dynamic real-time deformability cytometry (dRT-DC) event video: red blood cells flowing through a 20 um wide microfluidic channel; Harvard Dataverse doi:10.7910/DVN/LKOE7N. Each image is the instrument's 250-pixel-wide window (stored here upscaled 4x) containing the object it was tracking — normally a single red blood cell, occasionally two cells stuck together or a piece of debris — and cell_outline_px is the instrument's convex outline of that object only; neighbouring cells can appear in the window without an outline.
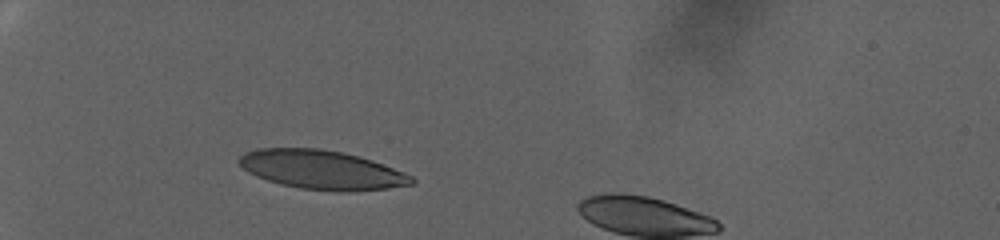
{"species": "human", "species_latin": "Homo sapiens", "temperature_condition": "warm", "stored_images_in_passage": 57, "camera_frame_rate_fps": 3000, "um_per_image_px": 0.085, "donor": {"sex": "female"}, "frame": {"image": 1, "passage_image": 1, "time_ms": 0.0, "image_size_px": [1000, 240], "cell_outline_px": [[416, 184], [388, 188], [348, 192], [340, 192], [300, 188], [268, 180], [256, 176], [248, 172], [236, 160], [244, 152], [260, 148], [320, 148], [344, 152], [360, 156], [372, 160], [404, 172], [412, 176], [416, 180]], "centroid_in_image_um": [27.38, 14.43], "position_along_channel_um": 57.6, "area_um2": 39.36}}
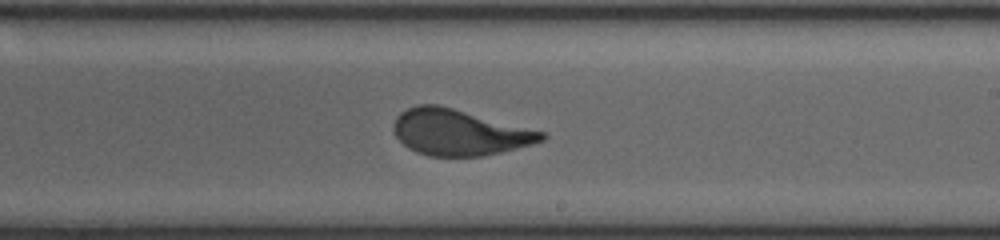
{"frame": {"image": 2, "passage_image": 28, "time_ms": 9.0, "image_size_px": [1000, 240], "cell_outline_px": [[548, 136], [544, 140], [532, 144], [484, 156], [428, 156], [416, 152], [408, 148], [392, 132], [392, 128], [396, 116], [400, 112], [416, 104], [436, 104], [452, 108], [544, 132]], "centroid_in_image_um": [38.99, 11.25], "position_along_channel_um": 250.0, "area_um2": 39.42}}
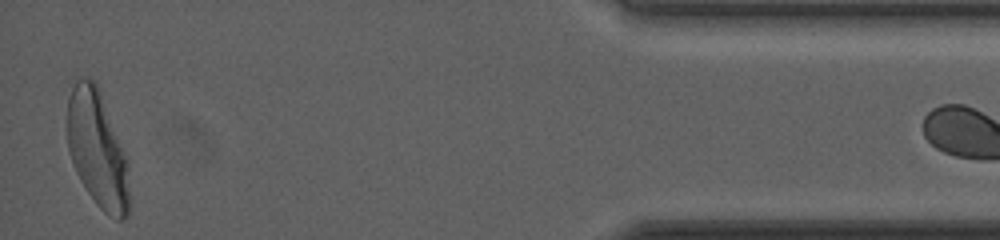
{"frame": {"image": 3, "passage_image": 56, "time_ms": 18.333, "image_size_px": [1000, 240], "cell_outline_px": [[128, 216], [124, 220], [116, 220], [104, 212], [96, 204], [80, 180], [76, 172], [68, 152], [68, 96], [76, 80], [96, 80], [128, 160]], "centroid_in_image_um": [8.28, 12.72], "position_along_channel_um": 426.9, "area_um2": 42.02}}